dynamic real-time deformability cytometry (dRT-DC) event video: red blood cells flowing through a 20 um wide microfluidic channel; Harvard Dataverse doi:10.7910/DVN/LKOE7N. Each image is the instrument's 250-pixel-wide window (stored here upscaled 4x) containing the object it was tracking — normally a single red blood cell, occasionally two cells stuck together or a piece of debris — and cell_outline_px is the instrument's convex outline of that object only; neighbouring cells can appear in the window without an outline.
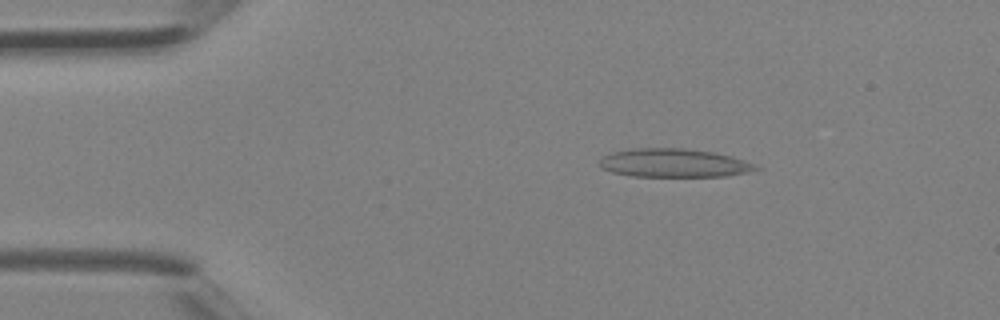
{"species": "Egyptian fruit bat (a non-hibernating species)", "species_latin": "Rousettus aegyptiacus", "temperature_condition": "room temperature", "stored_images_in_passage": 3, "camera_frame_rate_fps": 3000, "um_per_image_px": 0.085, "animal": {"sex": "female"}, "frame": {"image": 1, "passage_image": 1, "time_ms": 0.0, "image_size_px": [1000, 320], "cell_outline_px": [[764, 168], [748, 172], [724, 176], [632, 176], [612, 172], [604, 168], [600, 164], [600, 160], [604, 156], [612, 152], [628, 148], [688, 148], [712, 152], [732, 156], [756, 164]], "centroid_in_image_um": [57.33, 13.84], "position_along_channel_um": 27.7, "area_um2": 26.01}}